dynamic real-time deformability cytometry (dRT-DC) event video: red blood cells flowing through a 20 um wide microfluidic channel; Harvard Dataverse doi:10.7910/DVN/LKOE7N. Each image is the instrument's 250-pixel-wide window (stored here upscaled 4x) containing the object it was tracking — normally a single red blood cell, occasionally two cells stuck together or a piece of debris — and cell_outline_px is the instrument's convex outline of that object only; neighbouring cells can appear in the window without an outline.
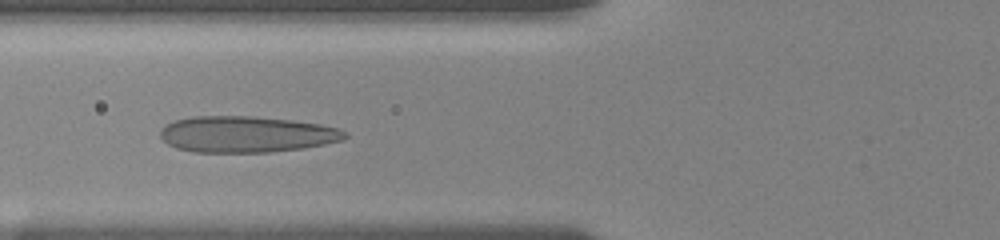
{"species": "human", "species_latin": "Homo sapiens", "temperature_condition": "room temperature", "stored_images_in_passage": 35, "camera_frame_rate_fps": 3000, "um_per_image_px": 0.085, "donor": {"sex": "female"}, "frame": {"image": 1, "passage_image": 25, "time_ms": 6.0, "image_size_px": [1000, 240], "cell_outline_px": [[348, 136], [344, 140], [304, 148], [268, 152], [196, 152], [176, 148], [168, 144], [160, 136], [160, 132], [164, 124], [176, 120], [192, 116], [252, 116], [292, 120], [320, 124], [340, 128], [348, 132]], "centroid_in_image_um": [20.97, 11.41], "position_along_channel_um": 104.8, "area_um2": 39.19}}
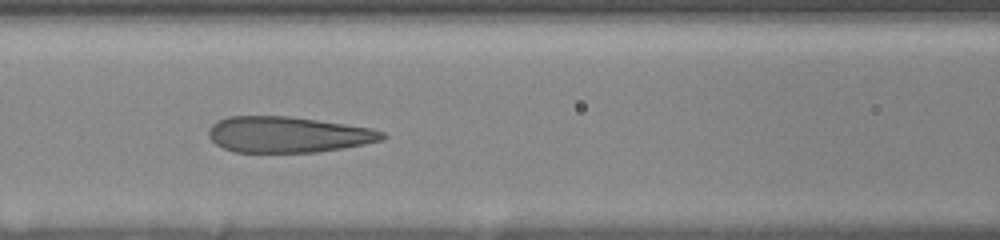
{"frame": {"image": 2, "passage_image": 29, "time_ms": 7.0, "image_size_px": [1000, 240], "cell_outline_px": [[388, 136], [384, 140], [344, 148], [320, 152], [236, 152], [224, 148], [216, 144], [208, 136], [208, 128], [216, 120], [228, 116], [288, 116], [372, 128], [384, 132]], "centroid_in_image_um": [24.48, 11.44], "position_along_channel_um": 142.1, "area_um2": 36.53}}
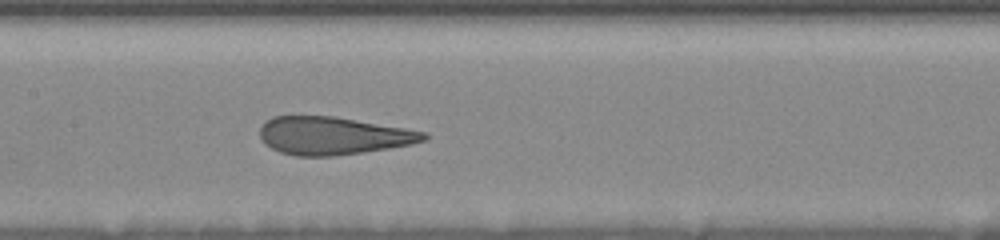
{"frame": {"image": 3, "passage_image": 33, "time_ms": 8.0, "image_size_px": [1000, 240], "cell_outline_px": [[428, 140], [412, 144], [388, 148], [332, 156], [296, 156], [280, 152], [264, 144], [260, 136], [260, 128], [264, 120], [272, 116], [332, 116], [428, 132]], "centroid_in_image_um": [28.29, 11.53], "position_along_channel_um": 179.1, "area_um2": 36.07}}